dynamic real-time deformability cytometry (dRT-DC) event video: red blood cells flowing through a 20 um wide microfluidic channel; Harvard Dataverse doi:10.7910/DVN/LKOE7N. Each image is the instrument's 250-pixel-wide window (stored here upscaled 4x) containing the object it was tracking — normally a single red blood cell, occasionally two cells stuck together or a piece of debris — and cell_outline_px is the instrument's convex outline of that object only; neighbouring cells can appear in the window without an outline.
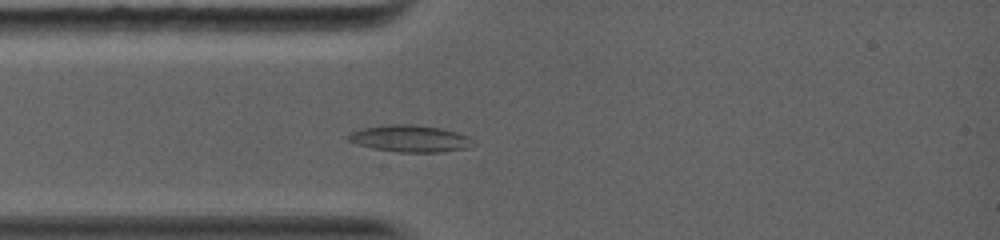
{"species": "common noctule bat (a hibernating species)", "species_latin": "Nyctalus noctula", "temperature_condition": "warm", "stored_images_in_passage": 51, "camera_frame_rate_fps": 5000, "um_per_image_px": 0.085, "animal": {"sex": "female", "body_mass_g": 19.0, "forearm_length_mm": 56.7}, "frame": {"image": 1, "passage_image": 12, "time_ms": 2.8, "image_size_px": [1000, 240], "cell_outline_px": [[476, 144], [464, 148], [444, 152], [396, 152], [372, 148], [356, 144], [348, 140], [344, 136], [348, 132], [360, 128], [388, 124], [416, 124], [440, 128], [456, 132], [468, 136]], "centroid_in_image_um": [34.78, 11.77], "position_along_channel_um": 50.2, "area_um2": 19.83}}
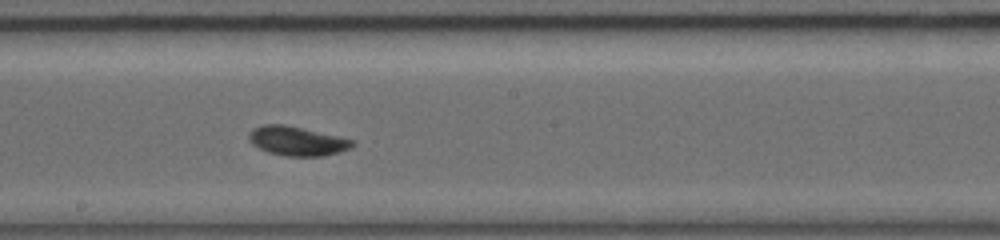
{"frame": {"image": 2, "passage_image": 29, "time_ms": 7.0, "image_size_px": [1000, 240], "cell_outline_px": [[356, 144], [340, 152], [324, 156], [284, 156], [268, 152], [252, 144], [248, 140], [248, 136], [252, 128], [264, 124], [284, 124], [340, 136], [356, 140]], "centroid_in_image_um": [25.26, 11.98], "position_along_channel_um": 222.9, "area_um2": 17.8}}
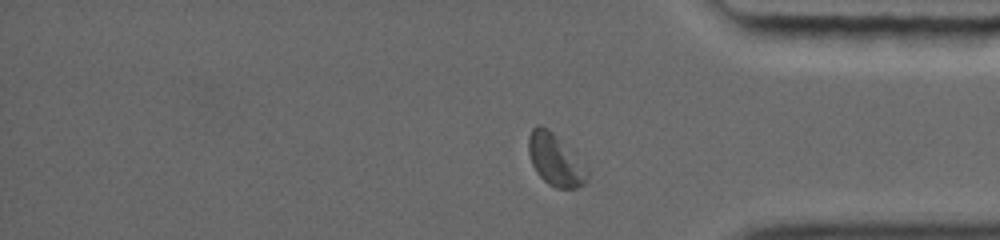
{"frame": {"image": 3, "passage_image": 46, "time_ms": 11.2, "image_size_px": [1000, 240], "cell_outline_px": [[588, 180], [584, 184], [576, 188], [556, 188], [548, 184], [536, 172], [532, 164], [528, 152], [528, 136], [532, 128], [536, 124], [540, 124], [548, 128], [588, 168]], "centroid_in_image_um": [47.18, 13.59], "position_along_channel_um": 388.0, "area_um2": 17.69}, "authors_computed_cell_mechanics": {"area_um2": 17.4556, "velocity_mm_per_s": 4.1152, "shape_relaxation_time_tau1_ms": 2.2251, "shape_relaxation_time_tau2_ms": null, "deformation_change_tau1": 0.097, "deformation_change_tau2": null}}